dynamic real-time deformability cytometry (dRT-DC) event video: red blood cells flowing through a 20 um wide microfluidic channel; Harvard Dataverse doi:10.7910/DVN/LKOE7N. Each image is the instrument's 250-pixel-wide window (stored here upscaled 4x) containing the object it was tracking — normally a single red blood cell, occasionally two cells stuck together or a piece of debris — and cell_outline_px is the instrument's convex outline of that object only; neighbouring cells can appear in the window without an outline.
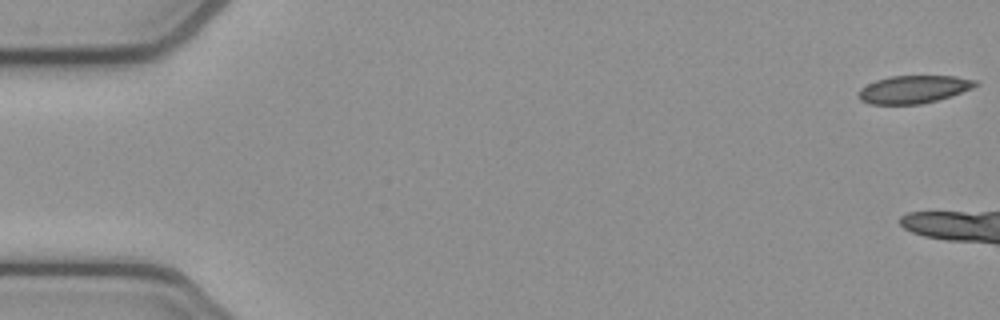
{"species": "common noctule bat (a hibernating species)", "species_latin": "Nyctalus noctula", "temperature_condition": "cold", "stored_images_in_passage": 8, "camera_frame_rate_fps": 3000, "um_per_image_px": 0.085, "animal": {"sex": "female", "body_mass_g": 21.9}, "frame": {"image": 1, "passage_image": 1, "time_ms": 0.0, "image_size_px": [1000, 320], "cell_outline_px": [[980, 84], [972, 88], [936, 100], [920, 104], [872, 104], [860, 100], [856, 96], [860, 88], [876, 80], [888, 76], [956, 76], [976, 80]], "centroid_in_image_um": [77.62, 7.58], "position_along_channel_um": 7.4, "area_um2": 18.84}}